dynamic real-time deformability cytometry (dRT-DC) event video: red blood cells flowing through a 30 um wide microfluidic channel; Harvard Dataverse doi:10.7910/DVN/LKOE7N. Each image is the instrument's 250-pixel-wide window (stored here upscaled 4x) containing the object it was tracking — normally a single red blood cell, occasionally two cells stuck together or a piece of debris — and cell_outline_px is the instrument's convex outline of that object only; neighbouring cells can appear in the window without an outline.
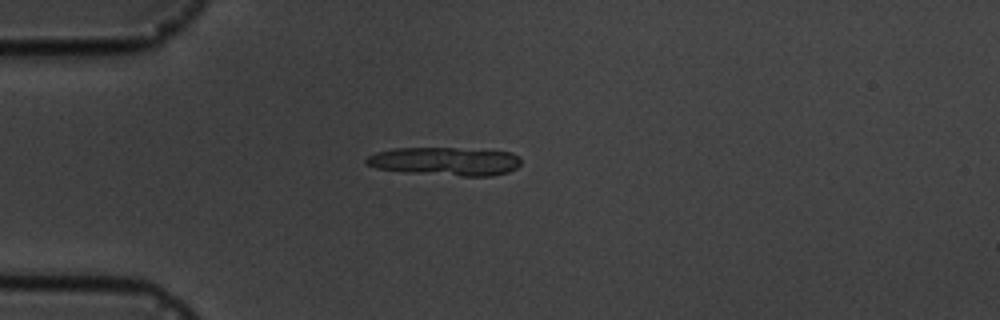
{"species": "common noctule bat (a hibernating species)", "species_latin": "Nyctalus noctula", "temperature_condition": "cold", "stored_images_in_passage": 16, "segment_of_instrument_passage": [1, 2], "camera_frame_rate_fps": 3000, "um_per_image_px": 0.085, "animal": {"sex": "male", "body_mass_g": 19.5, "forearm_length_mm": 54.6}, "frame": {"image": 1, "passage_image": 5, "time_ms": 4.333, "image_size_px": [1000, 320], "cell_outline_px": [[520, 164], [516, 168], [508, 172], [492, 176], [460, 176], [408, 172], [376, 168], [368, 164], [364, 160], [368, 156], [376, 152], [392, 148], [456, 148], [512, 152], [520, 156]], "centroid_in_image_um": [37.86, 13.71], "position_along_channel_um": 47.1, "area_um2": 25.55}}